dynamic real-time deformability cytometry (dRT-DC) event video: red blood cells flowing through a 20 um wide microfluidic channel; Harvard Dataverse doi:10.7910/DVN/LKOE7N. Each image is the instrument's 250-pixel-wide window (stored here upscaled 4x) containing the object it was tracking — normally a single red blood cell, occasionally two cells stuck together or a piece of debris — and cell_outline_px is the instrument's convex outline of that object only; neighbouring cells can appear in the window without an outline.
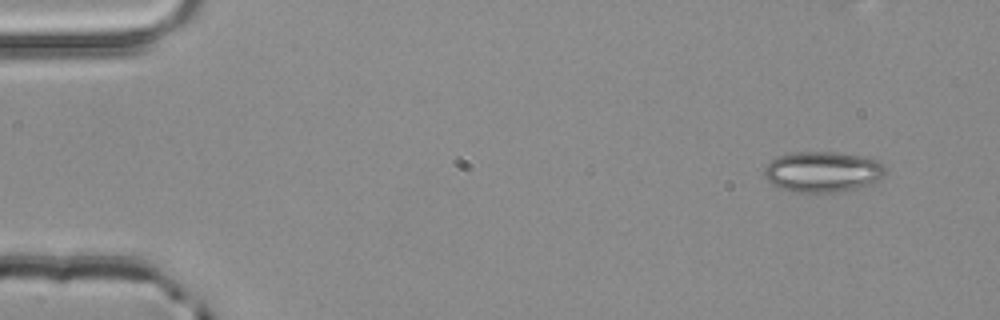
{"species": "common noctule bat (a hibernating species)", "species_latin": "Nyctalus noctula", "temperature_condition": "room temperature", "stored_images_in_passage": 4, "camera_frame_rate_fps": 3000, "um_per_image_px": 0.085, "animal": {"sex": "male", "body_mass_g": 20.4}, "frame": {"image": 1, "passage_image": 1, "time_ms": 0.0, "image_size_px": [1000, 320], "cell_outline_px": [[888, 168], [884, 176], [880, 180], [856, 188], [840, 192], [792, 192], [780, 188], [772, 184], [764, 176], [764, 168], [772, 160], [780, 156], [796, 152], [836, 152], [860, 156], [876, 160], [884, 164]], "centroid_in_image_um": [69.96, 14.61], "position_along_channel_um": 15.0, "area_um2": 28.73}}
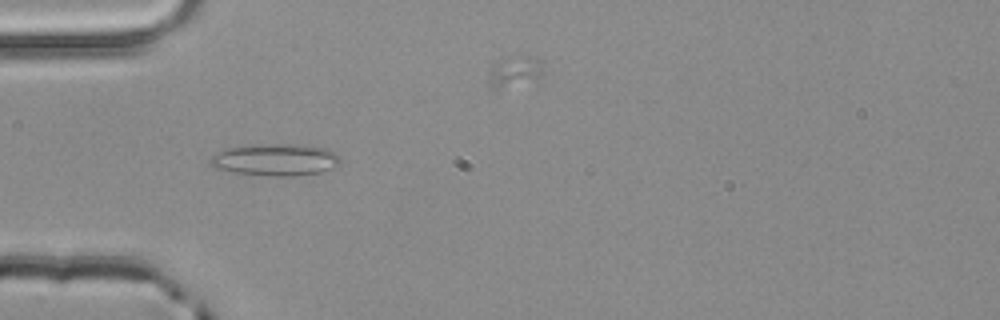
{"frame": {"image": 2, "passage_image": 3, "time_ms": 0.667, "image_size_px": [1000, 320], "cell_outline_px": [[340, 164], [320, 172], [288, 176], [280, 176], [236, 172], [212, 168], [208, 160], [212, 156], [220, 152], [232, 148], [248, 144], [304, 144], [328, 148], [336, 152], [340, 156]], "centroid_in_image_um": [23.45, 13.55], "position_along_channel_um": 61.5, "area_um2": 24.16}}